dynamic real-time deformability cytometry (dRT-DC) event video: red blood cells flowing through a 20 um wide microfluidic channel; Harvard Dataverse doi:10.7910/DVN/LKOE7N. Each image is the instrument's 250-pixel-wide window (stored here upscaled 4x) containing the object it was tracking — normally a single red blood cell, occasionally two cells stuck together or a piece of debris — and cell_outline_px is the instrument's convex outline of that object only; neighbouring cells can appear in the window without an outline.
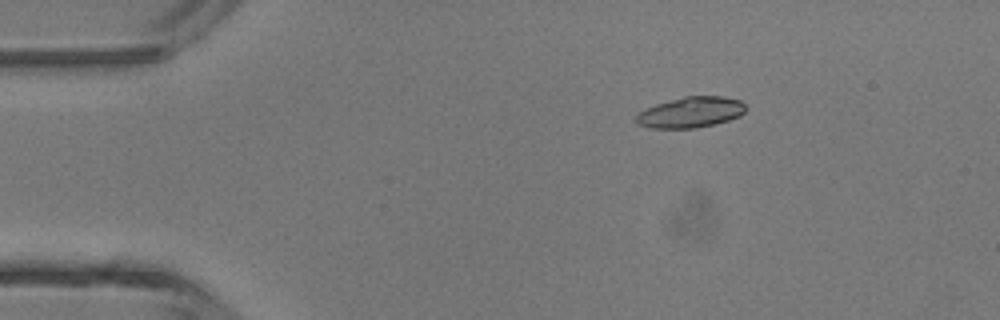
{"species": "common noctule bat (a hibernating species)", "species_latin": "Nyctalus noctula", "temperature_condition": "room temperature", "stored_images_in_passage": 2, "camera_frame_rate_fps": 3000, "um_per_image_px": 0.085, "animal": {"sex": "male", "body_mass_g": 13.3}, "frame": {"image": 1, "passage_image": 1, "time_ms": 0.0, "image_size_px": [1000, 320], "cell_outline_px": [[748, 108], [740, 116], [728, 120], [696, 128], [652, 128], [636, 124], [636, 112], [644, 108], [656, 104], [684, 96], [724, 96], [740, 100]], "centroid_in_image_um": [58.69, 9.54], "position_along_channel_um": 26.3, "area_um2": 19.77}}